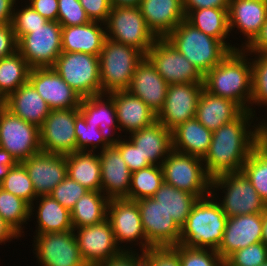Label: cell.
Returning <instances> with one entry per match:
<instances>
[{
  "label": "cell",
  "instance_id": "obj_21",
  "mask_svg": "<svg viewBox=\"0 0 267 266\" xmlns=\"http://www.w3.org/2000/svg\"><path fill=\"white\" fill-rule=\"evenodd\" d=\"M262 229L263 213L228 217L218 254L225 261L235 251L261 242Z\"/></svg>",
  "mask_w": 267,
  "mask_h": 266
},
{
  "label": "cell",
  "instance_id": "obj_42",
  "mask_svg": "<svg viewBox=\"0 0 267 266\" xmlns=\"http://www.w3.org/2000/svg\"><path fill=\"white\" fill-rule=\"evenodd\" d=\"M0 216L21 236L22 225L31 218L30 205L0 187Z\"/></svg>",
  "mask_w": 267,
  "mask_h": 266
},
{
  "label": "cell",
  "instance_id": "obj_3",
  "mask_svg": "<svg viewBox=\"0 0 267 266\" xmlns=\"http://www.w3.org/2000/svg\"><path fill=\"white\" fill-rule=\"evenodd\" d=\"M198 199L192 206L190 215L181 227L179 244L186 248L216 250L220 245L228 217L214 196ZM216 199V200H214Z\"/></svg>",
  "mask_w": 267,
  "mask_h": 266
},
{
  "label": "cell",
  "instance_id": "obj_64",
  "mask_svg": "<svg viewBox=\"0 0 267 266\" xmlns=\"http://www.w3.org/2000/svg\"><path fill=\"white\" fill-rule=\"evenodd\" d=\"M262 242L267 246V208L263 213Z\"/></svg>",
  "mask_w": 267,
  "mask_h": 266
},
{
  "label": "cell",
  "instance_id": "obj_41",
  "mask_svg": "<svg viewBox=\"0 0 267 266\" xmlns=\"http://www.w3.org/2000/svg\"><path fill=\"white\" fill-rule=\"evenodd\" d=\"M0 187L26 201L30 205V215L34 214L33 202L36 201L37 196L28 172L21 162L10 168L8 174L0 183Z\"/></svg>",
  "mask_w": 267,
  "mask_h": 266
},
{
  "label": "cell",
  "instance_id": "obj_44",
  "mask_svg": "<svg viewBox=\"0 0 267 266\" xmlns=\"http://www.w3.org/2000/svg\"><path fill=\"white\" fill-rule=\"evenodd\" d=\"M171 248L179 255L181 266H225V261L216 250L186 248L181 244Z\"/></svg>",
  "mask_w": 267,
  "mask_h": 266
},
{
  "label": "cell",
  "instance_id": "obj_55",
  "mask_svg": "<svg viewBox=\"0 0 267 266\" xmlns=\"http://www.w3.org/2000/svg\"><path fill=\"white\" fill-rule=\"evenodd\" d=\"M185 15L202 8H228L230 0H182Z\"/></svg>",
  "mask_w": 267,
  "mask_h": 266
},
{
  "label": "cell",
  "instance_id": "obj_4",
  "mask_svg": "<svg viewBox=\"0 0 267 266\" xmlns=\"http://www.w3.org/2000/svg\"><path fill=\"white\" fill-rule=\"evenodd\" d=\"M166 38L203 77L231 51L222 41L201 32L186 19Z\"/></svg>",
  "mask_w": 267,
  "mask_h": 266
},
{
  "label": "cell",
  "instance_id": "obj_62",
  "mask_svg": "<svg viewBox=\"0 0 267 266\" xmlns=\"http://www.w3.org/2000/svg\"><path fill=\"white\" fill-rule=\"evenodd\" d=\"M112 7L115 6H139L141 0H110Z\"/></svg>",
  "mask_w": 267,
  "mask_h": 266
},
{
  "label": "cell",
  "instance_id": "obj_17",
  "mask_svg": "<svg viewBox=\"0 0 267 266\" xmlns=\"http://www.w3.org/2000/svg\"><path fill=\"white\" fill-rule=\"evenodd\" d=\"M203 89V83L170 84L166 100L156 119L172 131L179 124L194 118Z\"/></svg>",
  "mask_w": 267,
  "mask_h": 266
},
{
  "label": "cell",
  "instance_id": "obj_20",
  "mask_svg": "<svg viewBox=\"0 0 267 266\" xmlns=\"http://www.w3.org/2000/svg\"><path fill=\"white\" fill-rule=\"evenodd\" d=\"M21 163L28 172L37 197L50 195L67 177L66 155L40 151Z\"/></svg>",
  "mask_w": 267,
  "mask_h": 266
},
{
  "label": "cell",
  "instance_id": "obj_23",
  "mask_svg": "<svg viewBox=\"0 0 267 266\" xmlns=\"http://www.w3.org/2000/svg\"><path fill=\"white\" fill-rule=\"evenodd\" d=\"M169 84L164 81L152 63L145 57L136 66L127 91L142 99L157 115L166 100Z\"/></svg>",
  "mask_w": 267,
  "mask_h": 266
},
{
  "label": "cell",
  "instance_id": "obj_50",
  "mask_svg": "<svg viewBox=\"0 0 267 266\" xmlns=\"http://www.w3.org/2000/svg\"><path fill=\"white\" fill-rule=\"evenodd\" d=\"M121 140L115 145L131 172L151 166L130 140Z\"/></svg>",
  "mask_w": 267,
  "mask_h": 266
},
{
  "label": "cell",
  "instance_id": "obj_37",
  "mask_svg": "<svg viewBox=\"0 0 267 266\" xmlns=\"http://www.w3.org/2000/svg\"><path fill=\"white\" fill-rule=\"evenodd\" d=\"M170 215L181 228L190 215L192 206L198 198L189 192L163 183L151 197Z\"/></svg>",
  "mask_w": 267,
  "mask_h": 266
},
{
  "label": "cell",
  "instance_id": "obj_54",
  "mask_svg": "<svg viewBox=\"0 0 267 266\" xmlns=\"http://www.w3.org/2000/svg\"><path fill=\"white\" fill-rule=\"evenodd\" d=\"M28 4L46 20L57 21L58 0H29Z\"/></svg>",
  "mask_w": 267,
  "mask_h": 266
},
{
  "label": "cell",
  "instance_id": "obj_9",
  "mask_svg": "<svg viewBox=\"0 0 267 266\" xmlns=\"http://www.w3.org/2000/svg\"><path fill=\"white\" fill-rule=\"evenodd\" d=\"M52 68L81 98L101 95L99 56L62 52Z\"/></svg>",
  "mask_w": 267,
  "mask_h": 266
},
{
  "label": "cell",
  "instance_id": "obj_60",
  "mask_svg": "<svg viewBox=\"0 0 267 266\" xmlns=\"http://www.w3.org/2000/svg\"><path fill=\"white\" fill-rule=\"evenodd\" d=\"M19 237L21 236L0 216V244Z\"/></svg>",
  "mask_w": 267,
  "mask_h": 266
},
{
  "label": "cell",
  "instance_id": "obj_39",
  "mask_svg": "<svg viewBox=\"0 0 267 266\" xmlns=\"http://www.w3.org/2000/svg\"><path fill=\"white\" fill-rule=\"evenodd\" d=\"M241 172L267 205V145L260 141L252 149Z\"/></svg>",
  "mask_w": 267,
  "mask_h": 266
},
{
  "label": "cell",
  "instance_id": "obj_24",
  "mask_svg": "<svg viewBox=\"0 0 267 266\" xmlns=\"http://www.w3.org/2000/svg\"><path fill=\"white\" fill-rule=\"evenodd\" d=\"M267 18L266 0H230L228 6L229 31L233 28L246 36L240 49L248 46L260 33ZM244 45V46H243Z\"/></svg>",
  "mask_w": 267,
  "mask_h": 266
},
{
  "label": "cell",
  "instance_id": "obj_32",
  "mask_svg": "<svg viewBox=\"0 0 267 266\" xmlns=\"http://www.w3.org/2000/svg\"><path fill=\"white\" fill-rule=\"evenodd\" d=\"M213 132L195 117L172 130V149L203 158L211 144Z\"/></svg>",
  "mask_w": 267,
  "mask_h": 266
},
{
  "label": "cell",
  "instance_id": "obj_36",
  "mask_svg": "<svg viewBox=\"0 0 267 266\" xmlns=\"http://www.w3.org/2000/svg\"><path fill=\"white\" fill-rule=\"evenodd\" d=\"M109 199L102 191H88L71 212L73 229L98 224L107 219Z\"/></svg>",
  "mask_w": 267,
  "mask_h": 266
},
{
  "label": "cell",
  "instance_id": "obj_38",
  "mask_svg": "<svg viewBox=\"0 0 267 266\" xmlns=\"http://www.w3.org/2000/svg\"><path fill=\"white\" fill-rule=\"evenodd\" d=\"M31 67L16 51L0 59V91L8 98L20 86L27 83Z\"/></svg>",
  "mask_w": 267,
  "mask_h": 266
},
{
  "label": "cell",
  "instance_id": "obj_34",
  "mask_svg": "<svg viewBox=\"0 0 267 266\" xmlns=\"http://www.w3.org/2000/svg\"><path fill=\"white\" fill-rule=\"evenodd\" d=\"M186 20L201 32L222 41L231 51L239 49L226 42L229 38L228 8H202L191 10Z\"/></svg>",
  "mask_w": 267,
  "mask_h": 266
},
{
  "label": "cell",
  "instance_id": "obj_22",
  "mask_svg": "<svg viewBox=\"0 0 267 266\" xmlns=\"http://www.w3.org/2000/svg\"><path fill=\"white\" fill-rule=\"evenodd\" d=\"M98 154L101 164V191L109 200L128 199L132 172L119 150L115 146H109Z\"/></svg>",
  "mask_w": 267,
  "mask_h": 266
},
{
  "label": "cell",
  "instance_id": "obj_46",
  "mask_svg": "<svg viewBox=\"0 0 267 266\" xmlns=\"http://www.w3.org/2000/svg\"><path fill=\"white\" fill-rule=\"evenodd\" d=\"M21 9L15 7L12 17V29L14 31L17 42L26 34L33 32L44 25L48 20L35 11L30 5ZM17 9V10H16Z\"/></svg>",
  "mask_w": 267,
  "mask_h": 266
},
{
  "label": "cell",
  "instance_id": "obj_29",
  "mask_svg": "<svg viewBox=\"0 0 267 266\" xmlns=\"http://www.w3.org/2000/svg\"><path fill=\"white\" fill-rule=\"evenodd\" d=\"M244 111L233 100L213 95L203 89L198 99L195 118L213 132L237 119Z\"/></svg>",
  "mask_w": 267,
  "mask_h": 266
},
{
  "label": "cell",
  "instance_id": "obj_59",
  "mask_svg": "<svg viewBox=\"0 0 267 266\" xmlns=\"http://www.w3.org/2000/svg\"><path fill=\"white\" fill-rule=\"evenodd\" d=\"M16 0H0V26L11 24Z\"/></svg>",
  "mask_w": 267,
  "mask_h": 266
},
{
  "label": "cell",
  "instance_id": "obj_12",
  "mask_svg": "<svg viewBox=\"0 0 267 266\" xmlns=\"http://www.w3.org/2000/svg\"><path fill=\"white\" fill-rule=\"evenodd\" d=\"M0 147L22 162L41 151L40 128L6 108L0 112Z\"/></svg>",
  "mask_w": 267,
  "mask_h": 266
},
{
  "label": "cell",
  "instance_id": "obj_47",
  "mask_svg": "<svg viewBox=\"0 0 267 266\" xmlns=\"http://www.w3.org/2000/svg\"><path fill=\"white\" fill-rule=\"evenodd\" d=\"M267 261V246L261 241L239 249L225 260V266H260Z\"/></svg>",
  "mask_w": 267,
  "mask_h": 266
},
{
  "label": "cell",
  "instance_id": "obj_57",
  "mask_svg": "<svg viewBox=\"0 0 267 266\" xmlns=\"http://www.w3.org/2000/svg\"><path fill=\"white\" fill-rule=\"evenodd\" d=\"M97 266H134V251H121L117 256L109 258Z\"/></svg>",
  "mask_w": 267,
  "mask_h": 266
},
{
  "label": "cell",
  "instance_id": "obj_5",
  "mask_svg": "<svg viewBox=\"0 0 267 266\" xmlns=\"http://www.w3.org/2000/svg\"><path fill=\"white\" fill-rule=\"evenodd\" d=\"M144 58L138 49L106 37L99 54L101 94L127 90L136 66Z\"/></svg>",
  "mask_w": 267,
  "mask_h": 266
},
{
  "label": "cell",
  "instance_id": "obj_52",
  "mask_svg": "<svg viewBox=\"0 0 267 266\" xmlns=\"http://www.w3.org/2000/svg\"><path fill=\"white\" fill-rule=\"evenodd\" d=\"M144 253L153 266H181L179 255L171 247H152Z\"/></svg>",
  "mask_w": 267,
  "mask_h": 266
},
{
  "label": "cell",
  "instance_id": "obj_40",
  "mask_svg": "<svg viewBox=\"0 0 267 266\" xmlns=\"http://www.w3.org/2000/svg\"><path fill=\"white\" fill-rule=\"evenodd\" d=\"M163 183L161 166L151 165L132 172L128 199L137 201L143 198H151Z\"/></svg>",
  "mask_w": 267,
  "mask_h": 266
},
{
  "label": "cell",
  "instance_id": "obj_1",
  "mask_svg": "<svg viewBox=\"0 0 267 266\" xmlns=\"http://www.w3.org/2000/svg\"><path fill=\"white\" fill-rule=\"evenodd\" d=\"M253 117L254 113L244 111L237 119L213 131L209 149L202 158L211 178L241 172L252 149L260 142V123L252 126Z\"/></svg>",
  "mask_w": 267,
  "mask_h": 266
},
{
  "label": "cell",
  "instance_id": "obj_49",
  "mask_svg": "<svg viewBox=\"0 0 267 266\" xmlns=\"http://www.w3.org/2000/svg\"><path fill=\"white\" fill-rule=\"evenodd\" d=\"M57 21L61 26L83 25L90 22L79 0H58Z\"/></svg>",
  "mask_w": 267,
  "mask_h": 266
},
{
  "label": "cell",
  "instance_id": "obj_58",
  "mask_svg": "<svg viewBox=\"0 0 267 266\" xmlns=\"http://www.w3.org/2000/svg\"><path fill=\"white\" fill-rule=\"evenodd\" d=\"M18 162L15 158L5 149L0 147V183L4 180L11 167L15 166Z\"/></svg>",
  "mask_w": 267,
  "mask_h": 266
},
{
  "label": "cell",
  "instance_id": "obj_45",
  "mask_svg": "<svg viewBox=\"0 0 267 266\" xmlns=\"http://www.w3.org/2000/svg\"><path fill=\"white\" fill-rule=\"evenodd\" d=\"M257 55L250 59L252 67V98L251 106L267 105V54L249 53Z\"/></svg>",
  "mask_w": 267,
  "mask_h": 266
},
{
  "label": "cell",
  "instance_id": "obj_43",
  "mask_svg": "<svg viewBox=\"0 0 267 266\" xmlns=\"http://www.w3.org/2000/svg\"><path fill=\"white\" fill-rule=\"evenodd\" d=\"M75 134L77 151L94 152L97 147L101 146V151L109 147L104 141L98 126L87 124L79 112L75 115Z\"/></svg>",
  "mask_w": 267,
  "mask_h": 266
},
{
  "label": "cell",
  "instance_id": "obj_53",
  "mask_svg": "<svg viewBox=\"0 0 267 266\" xmlns=\"http://www.w3.org/2000/svg\"><path fill=\"white\" fill-rule=\"evenodd\" d=\"M17 51V40L11 24L0 26V59Z\"/></svg>",
  "mask_w": 267,
  "mask_h": 266
},
{
  "label": "cell",
  "instance_id": "obj_16",
  "mask_svg": "<svg viewBox=\"0 0 267 266\" xmlns=\"http://www.w3.org/2000/svg\"><path fill=\"white\" fill-rule=\"evenodd\" d=\"M147 242L152 247H172L179 244L181 228L153 198L136 201Z\"/></svg>",
  "mask_w": 267,
  "mask_h": 266
},
{
  "label": "cell",
  "instance_id": "obj_28",
  "mask_svg": "<svg viewBox=\"0 0 267 266\" xmlns=\"http://www.w3.org/2000/svg\"><path fill=\"white\" fill-rule=\"evenodd\" d=\"M151 165L161 166L172 150V131L158 120L130 133L129 139Z\"/></svg>",
  "mask_w": 267,
  "mask_h": 266
},
{
  "label": "cell",
  "instance_id": "obj_33",
  "mask_svg": "<svg viewBox=\"0 0 267 266\" xmlns=\"http://www.w3.org/2000/svg\"><path fill=\"white\" fill-rule=\"evenodd\" d=\"M67 176L89 191H101V164L99 154L77 151L66 155Z\"/></svg>",
  "mask_w": 267,
  "mask_h": 266
},
{
  "label": "cell",
  "instance_id": "obj_14",
  "mask_svg": "<svg viewBox=\"0 0 267 266\" xmlns=\"http://www.w3.org/2000/svg\"><path fill=\"white\" fill-rule=\"evenodd\" d=\"M33 243L42 266H87L81 257L74 230L36 234Z\"/></svg>",
  "mask_w": 267,
  "mask_h": 266
},
{
  "label": "cell",
  "instance_id": "obj_56",
  "mask_svg": "<svg viewBox=\"0 0 267 266\" xmlns=\"http://www.w3.org/2000/svg\"><path fill=\"white\" fill-rule=\"evenodd\" d=\"M248 53L267 54V18L256 38L244 48Z\"/></svg>",
  "mask_w": 267,
  "mask_h": 266
},
{
  "label": "cell",
  "instance_id": "obj_61",
  "mask_svg": "<svg viewBox=\"0 0 267 266\" xmlns=\"http://www.w3.org/2000/svg\"><path fill=\"white\" fill-rule=\"evenodd\" d=\"M138 253L134 251V266H153L152 260L144 252L141 255Z\"/></svg>",
  "mask_w": 267,
  "mask_h": 266
},
{
  "label": "cell",
  "instance_id": "obj_65",
  "mask_svg": "<svg viewBox=\"0 0 267 266\" xmlns=\"http://www.w3.org/2000/svg\"><path fill=\"white\" fill-rule=\"evenodd\" d=\"M7 108V97L0 91V112Z\"/></svg>",
  "mask_w": 267,
  "mask_h": 266
},
{
  "label": "cell",
  "instance_id": "obj_18",
  "mask_svg": "<svg viewBox=\"0 0 267 266\" xmlns=\"http://www.w3.org/2000/svg\"><path fill=\"white\" fill-rule=\"evenodd\" d=\"M73 230L81 257L87 266H97L122 251L115 242L108 219Z\"/></svg>",
  "mask_w": 267,
  "mask_h": 266
},
{
  "label": "cell",
  "instance_id": "obj_48",
  "mask_svg": "<svg viewBox=\"0 0 267 266\" xmlns=\"http://www.w3.org/2000/svg\"><path fill=\"white\" fill-rule=\"evenodd\" d=\"M89 190L68 176L62 180L51 192L52 196L64 208L71 211L76 202Z\"/></svg>",
  "mask_w": 267,
  "mask_h": 266
},
{
  "label": "cell",
  "instance_id": "obj_6",
  "mask_svg": "<svg viewBox=\"0 0 267 266\" xmlns=\"http://www.w3.org/2000/svg\"><path fill=\"white\" fill-rule=\"evenodd\" d=\"M161 168L165 183L194 194L198 199L211 194L212 178L207 174L202 158L172 149Z\"/></svg>",
  "mask_w": 267,
  "mask_h": 266
},
{
  "label": "cell",
  "instance_id": "obj_25",
  "mask_svg": "<svg viewBox=\"0 0 267 266\" xmlns=\"http://www.w3.org/2000/svg\"><path fill=\"white\" fill-rule=\"evenodd\" d=\"M139 8L157 38H165L186 19L182 0H141Z\"/></svg>",
  "mask_w": 267,
  "mask_h": 266
},
{
  "label": "cell",
  "instance_id": "obj_30",
  "mask_svg": "<svg viewBox=\"0 0 267 266\" xmlns=\"http://www.w3.org/2000/svg\"><path fill=\"white\" fill-rule=\"evenodd\" d=\"M105 38V24L101 22L90 21L83 25L62 26V52H82L99 56Z\"/></svg>",
  "mask_w": 267,
  "mask_h": 266
},
{
  "label": "cell",
  "instance_id": "obj_51",
  "mask_svg": "<svg viewBox=\"0 0 267 266\" xmlns=\"http://www.w3.org/2000/svg\"><path fill=\"white\" fill-rule=\"evenodd\" d=\"M90 21L105 23L112 4L110 0H79Z\"/></svg>",
  "mask_w": 267,
  "mask_h": 266
},
{
  "label": "cell",
  "instance_id": "obj_15",
  "mask_svg": "<svg viewBox=\"0 0 267 266\" xmlns=\"http://www.w3.org/2000/svg\"><path fill=\"white\" fill-rule=\"evenodd\" d=\"M79 108L50 110L40 127L41 151L67 155L77 152L75 115Z\"/></svg>",
  "mask_w": 267,
  "mask_h": 266
},
{
  "label": "cell",
  "instance_id": "obj_66",
  "mask_svg": "<svg viewBox=\"0 0 267 266\" xmlns=\"http://www.w3.org/2000/svg\"><path fill=\"white\" fill-rule=\"evenodd\" d=\"M260 266H267V261L263 264H261Z\"/></svg>",
  "mask_w": 267,
  "mask_h": 266
},
{
  "label": "cell",
  "instance_id": "obj_63",
  "mask_svg": "<svg viewBox=\"0 0 267 266\" xmlns=\"http://www.w3.org/2000/svg\"><path fill=\"white\" fill-rule=\"evenodd\" d=\"M267 120H264L262 122H259L260 125V141L267 145Z\"/></svg>",
  "mask_w": 267,
  "mask_h": 266
},
{
  "label": "cell",
  "instance_id": "obj_11",
  "mask_svg": "<svg viewBox=\"0 0 267 266\" xmlns=\"http://www.w3.org/2000/svg\"><path fill=\"white\" fill-rule=\"evenodd\" d=\"M145 57L166 83H203V76L167 38H157Z\"/></svg>",
  "mask_w": 267,
  "mask_h": 266
},
{
  "label": "cell",
  "instance_id": "obj_7",
  "mask_svg": "<svg viewBox=\"0 0 267 266\" xmlns=\"http://www.w3.org/2000/svg\"><path fill=\"white\" fill-rule=\"evenodd\" d=\"M104 24L107 38L132 46L144 55L157 39L148 28L139 6L112 7Z\"/></svg>",
  "mask_w": 267,
  "mask_h": 266
},
{
  "label": "cell",
  "instance_id": "obj_8",
  "mask_svg": "<svg viewBox=\"0 0 267 266\" xmlns=\"http://www.w3.org/2000/svg\"><path fill=\"white\" fill-rule=\"evenodd\" d=\"M222 190L225 193L221 208L227 217L264 213L267 205L261 199L252 183L242 172L224 173L211 180V192Z\"/></svg>",
  "mask_w": 267,
  "mask_h": 266
},
{
  "label": "cell",
  "instance_id": "obj_2",
  "mask_svg": "<svg viewBox=\"0 0 267 266\" xmlns=\"http://www.w3.org/2000/svg\"><path fill=\"white\" fill-rule=\"evenodd\" d=\"M247 56L250 54L245 49L230 51L203 77V86L207 92L233 100L255 115V110L249 106L252 98V67Z\"/></svg>",
  "mask_w": 267,
  "mask_h": 266
},
{
  "label": "cell",
  "instance_id": "obj_27",
  "mask_svg": "<svg viewBox=\"0 0 267 266\" xmlns=\"http://www.w3.org/2000/svg\"><path fill=\"white\" fill-rule=\"evenodd\" d=\"M105 100L107 101L105 102ZM79 113L84 117L87 124L98 126L104 141L109 146H115L121 140L119 136L117 138L114 137L115 133H118L119 127L114 101L108 94L82 98ZM110 132H113L112 135Z\"/></svg>",
  "mask_w": 267,
  "mask_h": 266
},
{
  "label": "cell",
  "instance_id": "obj_35",
  "mask_svg": "<svg viewBox=\"0 0 267 266\" xmlns=\"http://www.w3.org/2000/svg\"><path fill=\"white\" fill-rule=\"evenodd\" d=\"M36 200L40 201L37 202L39 203L36 211L38 227L35 230V234L73 230L71 212L59 204L52 196H39Z\"/></svg>",
  "mask_w": 267,
  "mask_h": 266
},
{
  "label": "cell",
  "instance_id": "obj_26",
  "mask_svg": "<svg viewBox=\"0 0 267 266\" xmlns=\"http://www.w3.org/2000/svg\"><path fill=\"white\" fill-rule=\"evenodd\" d=\"M108 95L114 101L120 132L126 130L130 134L151 125L157 120L156 114L148 105L127 90L110 92Z\"/></svg>",
  "mask_w": 267,
  "mask_h": 266
},
{
  "label": "cell",
  "instance_id": "obj_13",
  "mask_svg": "<svg viewBox=\"0 0 267 266\" xmlns=\"http://www.w3.org/2000/svg\"><path fill=\"white\" fill-rule=\"evenodd\" d=\"M107 219L112 227L115 242L122 251H130L128 248L124 249L119 246L125 242L127 244L137 241L136 244L141 246L142 252L152 248L146 240L141 224L140 210L136 201L126 198L110 199Z\"/></svg>",
  "mask_w": 267,
  "mask_h": 266
},
{
  "label": "cell",
  "instance_id": "obj_10",
  "mask_svg": "<svg viewBox=\"0 0 267 266\" xmlns=\"http://www.w3.org/2000/svg\"><path fill=\"white\" fill-rule=\"evenodd\" d=\"M17 51L31 68L52 67L62 53V26L47 21L17 42Z\"/></svg>",
  "mask_w": 267,
  "mask_h": 266
},
{
  "label": "cell",
  "instance_id": "obj_31",
  "mask_svg": "<svg viewBox=\"0 0 267 266\" xmlns=\"http://www.w3.org/2000/svg\"><path fill=\"white\" fill-rule=\"evenodd\" d=\"M7 109L39 128L50 112L47 103L29 81L7 98Z\"/></svg>",
  "mask_w": 267,
  "mask_h": 266
},
{
  "label": "cell",
  "instance_id": "obj_19",
  "mask_svg": "<svg viewBox=\"0 0 267 266\" xmlns=\"http://www.w3.org/2000/svg\"><path fill=\"white\" fill-rule=\"evenodd\" d=\"M50 110L79 108L81 97L52 68H31L28 80Z\"/></svg>",
  "mask_w": 267,
  "mask_h": 266
}]
</instances>
